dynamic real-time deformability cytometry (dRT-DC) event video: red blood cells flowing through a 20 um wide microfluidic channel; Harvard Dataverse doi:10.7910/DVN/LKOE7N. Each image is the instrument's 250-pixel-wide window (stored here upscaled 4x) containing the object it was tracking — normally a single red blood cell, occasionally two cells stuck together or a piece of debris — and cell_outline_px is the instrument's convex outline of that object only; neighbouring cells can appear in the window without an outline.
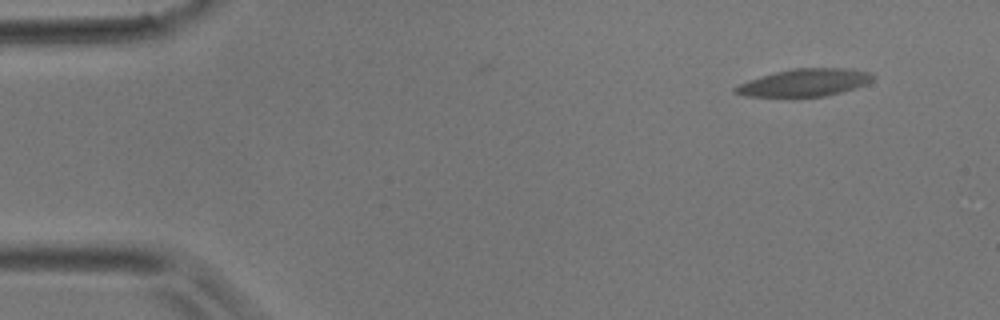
{"species": "common noctule bat (a hibernating species)", "species_latin": "Nyctalus noctula", "temperature_condition": "room temperature", "stored_images_in_passage": 5, "camera_frame_rate_fps": 3000, "um_per_image_px": 0.085, "animal": {"sex": "male", "body_mass_g": 17.9}, "frame": {"image": 1, "passage_image": 1, "time_ms": 0.0, "image_size_px": [1000, 320], "cell_outline_px": [[876, 76], [872, 80], [856, 88], [824, 96], [792, 100], [744, 96], [732, 92], [732, 88], [740, 84], [776, 72], [792, 68], [852, 68], [872, 72]], "centroid_in_image_um": [68.37, 7.07], "position_along_channel_um": 16.6, "area_um2": 22.95}}
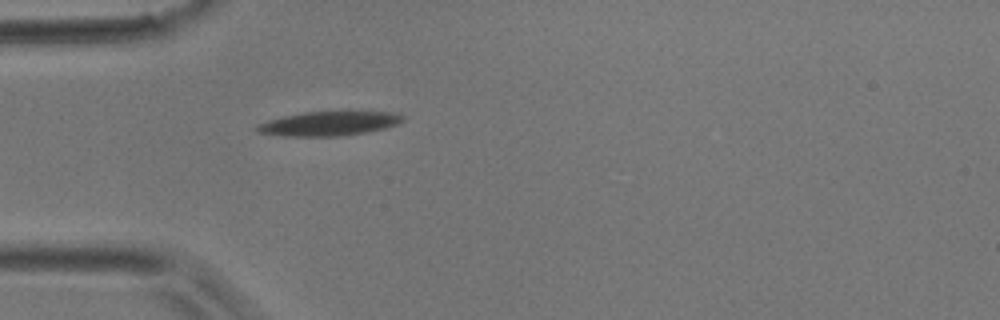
{"frame": {"image": 2, "passage_image": 4, "time_ms": 1.0, "image_size_px": [1000, 320], "cell_outline_px": [[404, 120], [396, 124], [384, 128], [364, 132], [340, 136], [284, 136], [256, 132], [252, 128], [256, 124], [268, 120], [284, 116], [304, 112], [396, 112], [404, 116]], "centroid_in_image_um": [27.89, 10.5], "position_along_channel_um": 57.1, "area_um2": 20.52}}